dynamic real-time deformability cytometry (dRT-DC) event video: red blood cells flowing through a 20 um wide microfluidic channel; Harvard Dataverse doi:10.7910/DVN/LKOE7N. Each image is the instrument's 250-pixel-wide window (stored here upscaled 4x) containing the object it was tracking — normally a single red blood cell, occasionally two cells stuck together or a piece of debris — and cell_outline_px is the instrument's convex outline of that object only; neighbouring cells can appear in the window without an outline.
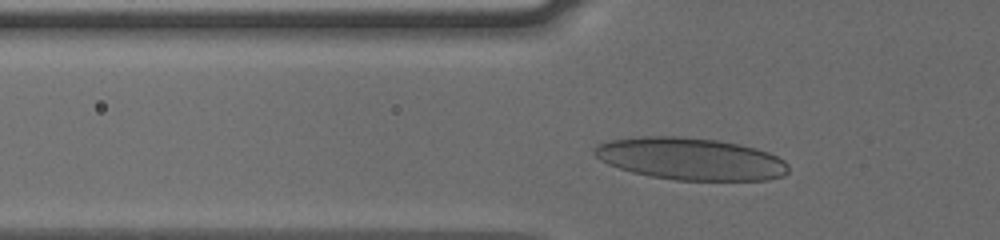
{"species": "human", "species_latin": "Homo sapiens", "temperature_condition": "cold", "stored_images_in_passage": 35, "camera_frame_rate_fps": 3000, "um_per_image_px": 0.085, "donor": {"sex": "male"}, "frame": {"image": 1, "passage_image": 8, "time_ms": 2.333, "image_size_px": [1000, 240], "cell_outline_px": [[788, 172], [780, 176], [768, 180], [676, 180], [652, 176], [632, 172], [608, 164], [600, 160], [592, 152], [596, 144], [612, 140], [640, 136], [676, 136], [716, 140], [740, 144], [756, 148], [768, 152], [784, 160], [788, 164]], "centroid_in_image_um": [58.69, 13.5], "position_along_channel_um": 67.1, "area_um2": 47.57}}
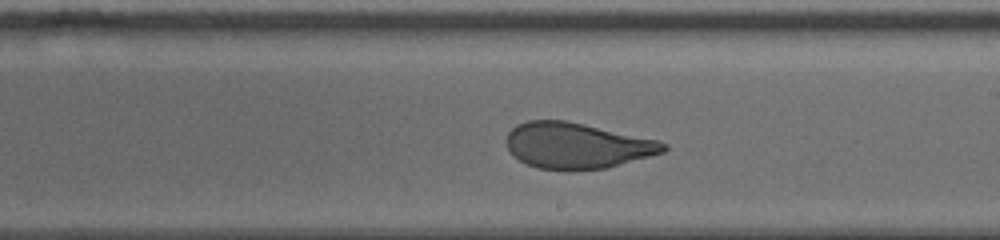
{"frame": {"image": 2, "passage_image": 22, "time_ms": 7.0, "image_size_px": [1000, 240], "cell_outline_px": [[668, 148], [664, 152], [608, 168], [536, 168], [520, 160], [508, 148], [508, 132], [516, 124], [528, 120], [564, 120], [584, 124], [660, 140], [668, 144]], "centroid_in_image_um": [49.09, 12.34], "position_along_channel_um": 239.9, "area_um2": 41.27}}
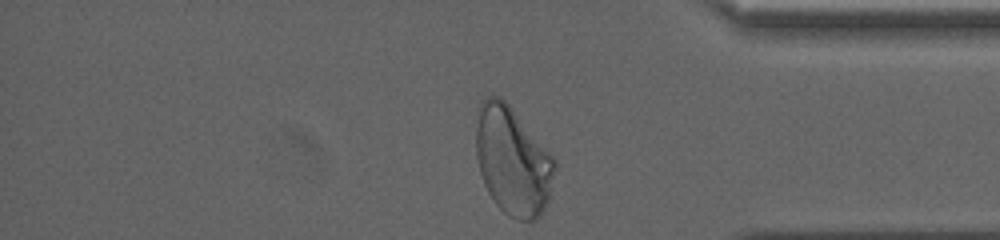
{"frame": {"image": 3, "passage_image": 35, "time_ms": 11.333, "image_size_px": [1000, 240], "cell_outline_px": [[556, 168], [548, 204], [540, 216], [536, 220], [516, 220], [508, 216], [492, 200], [484, 184], [480, 172], [476, 156], [476, 128], [480, 100], [488, 96], [500, 96], [508, 104], [556, 160]], "centroid_in_image_um": [43.57, 13.71], "position_along_channel_um": 391.6, "area_um2": 49.77}, "authors_computed_cell_mechanics": {"area_um2": 43.1766, "velocity_mm_per_s": 3.7871, "shape_relaxation_time_tau1_ms": 7.8715, "shape_relaxation_time_tau2_ms": null, "deformation_change_tau1": 0.2114, "deformation_change_tau2": null}}